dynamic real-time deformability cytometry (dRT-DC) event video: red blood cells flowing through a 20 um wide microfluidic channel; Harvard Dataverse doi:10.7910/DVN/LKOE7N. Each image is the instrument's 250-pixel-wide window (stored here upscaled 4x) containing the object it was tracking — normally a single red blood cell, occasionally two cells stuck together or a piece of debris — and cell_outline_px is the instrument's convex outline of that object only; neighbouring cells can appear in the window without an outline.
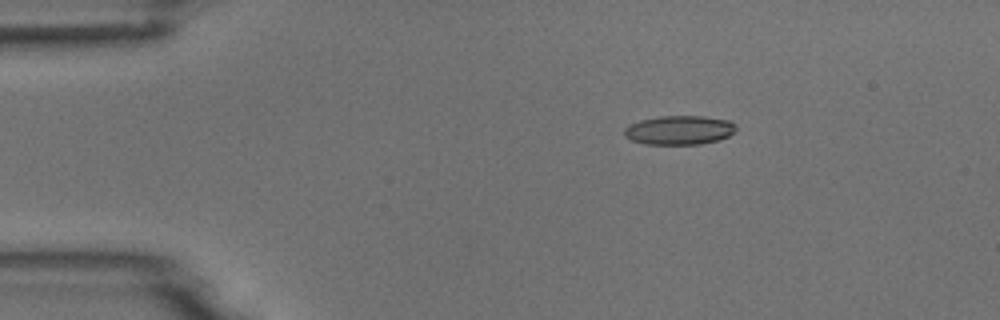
{"species": "common noctule bat (a hibernating species)", "species_latin": "Nyctalus noctula", "temperature_condition": "room temperature", "stored_images_in_passage": 4, "camera_frame_rate_fps": 3000, "um_per_image_px": 0.085, "animal": {"sex": "male", "body_mass_g": 18.8}, "frame": {"image": 1, "passage_image": 1, "time_ms": 0.0, "image_size_px": [1000, 320], "cell_outline_px": [[736, 128], [728, 136], [720, 140], [700, 144], [644, 144], [632, 140], [624, 136], [624, 128], [628, 124], [640, 120], [660, 116], [704, 116], [728, 120], [736, 124]], "centroid_in_image_um": [57.72, 11.06], "position_along_channel_um": 27.3, "area_um2": 19.02}}
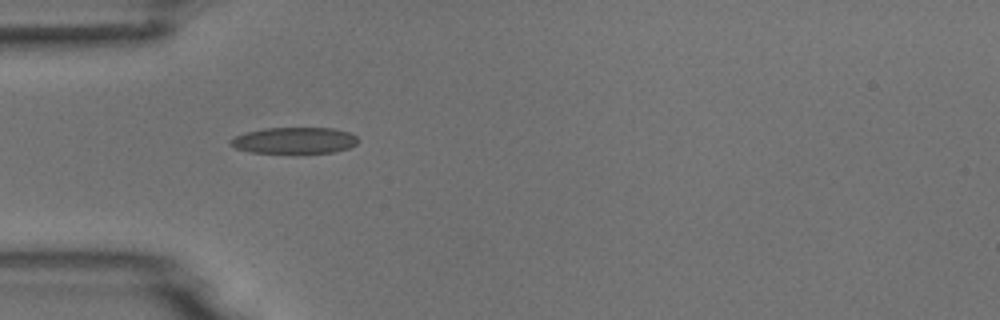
{"frame": {"image": 2, "passage_image": 3, "time_ms": 2.333, "image_size_px": [1000, 320], "cell_outline_px": [[356, 144], [348, 148], [332, 152], [252, 152], [236, 148], [228, 140], [236, 136], [248, 132], [264, 128], [332, 128], [348, 132], [356, 136]], "centroid_in_image_um": [25.02, 11.92], "position_along_channel_um": 60.0, "area_um2": 19.02}}